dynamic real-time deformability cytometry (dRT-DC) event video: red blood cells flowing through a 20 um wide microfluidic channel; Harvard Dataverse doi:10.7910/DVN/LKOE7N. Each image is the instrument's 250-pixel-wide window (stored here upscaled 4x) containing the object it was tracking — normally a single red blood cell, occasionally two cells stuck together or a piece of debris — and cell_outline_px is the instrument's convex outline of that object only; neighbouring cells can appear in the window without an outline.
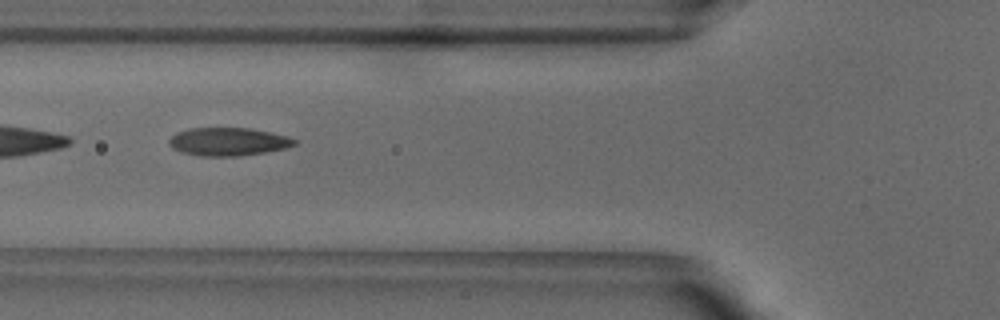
{"species": "common noctule bat (a hibernating species)", "species_latin": "Nyctalus noctula", "temperature_condition": "warm", "stored_images_in_passage": 50, "camera_frame_rate_fps": 3000, "um_per_image_px": 0.085, "animal": {"sex": "male", "body_mass_g": 18.8}, "frame": {"image": 1, "passage_image": 17, "time_ms": 5.333, "image_size_px": [1000, 320], "cell_outline_px": [[300, 140], [296, 144], [284, 148], [268, 152], [236, 156], [200, 156], [180, 152], [172, 148], [168, 144], [168, 140], [176, 132], [188, 128], [248, 128], [288, 136]], "centroid_in_image_um": [19.38, 12.04], "position_along_channel_um": 106.4, "area_um2": 20.69}}
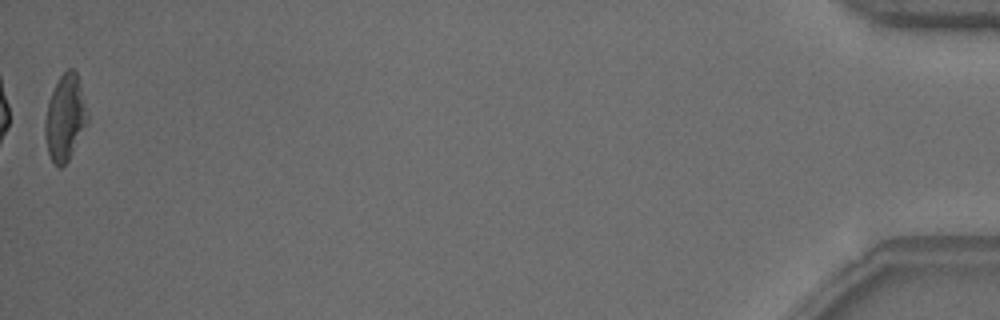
{"frame": {"image": 2, "passage_image": 50, "time_ms": 16.333, "image_size_px": [1000, 320], "cell_outline_px": [[88, 120], [68, 160], [60, 168], [52, 160], [48, 152], [44, 136], [44, 120], [48, 100], [60, 76], [68, 68], [72, 68], [76, 72], [88, 116]], "centroid_in_image_um": [5.5, 10.0], "position_along_channel_um": 429.7, "area_um2": 20.75}, "authors_computed_cell_mechanics": {"area_um2": 21.0681, "velocity_mm_per_s": 3.8635, "shape_relaxation_time_tau1_ms": 5.0171, "shape_relaxation_time_tau2_ms": 1.204, "deformation_change_tau1": 0.1667, "deformation_change_tau2": 0.0846}}